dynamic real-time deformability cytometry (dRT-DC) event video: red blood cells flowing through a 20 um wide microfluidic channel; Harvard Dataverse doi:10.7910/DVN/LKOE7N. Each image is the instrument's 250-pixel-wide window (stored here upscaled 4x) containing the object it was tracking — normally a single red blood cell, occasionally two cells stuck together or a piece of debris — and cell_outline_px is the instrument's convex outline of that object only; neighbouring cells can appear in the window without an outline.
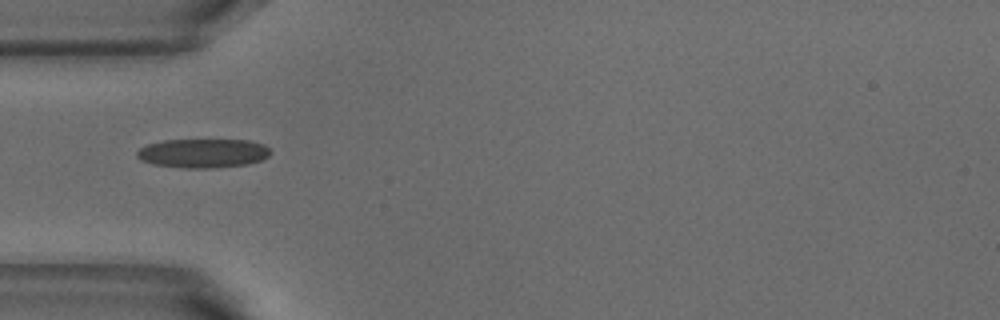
{"species": "common noctule bat (a hibernating species)", "species_latin": "Nyctalus noctula", "temperature_condition": "warm", "stored_images_in_passage": 5, "camera_frame_rate_fps": 3000, "um_per_image_px": 0.085, "animal": {"sex": "male", "body_mass_g": 18.8}, "frame": {"image": 1, "passage_image": 3, "time_ms": 0.667, "image_size_px": [1000, 320], "cell_outline_px": [[272, 152], [268, 156], [260, 160], [248, 164], [212, 168], [184, 168], [152, 164], [140, 160], [136, 156], [136, 152], [140, 148], [148, 144], [164, 140], [252, 140], [264, 144]], "centroid_in_image_um": [17.25, 13.02], "position_along_channel_um": 67.7, "area_um2": 22.72}}
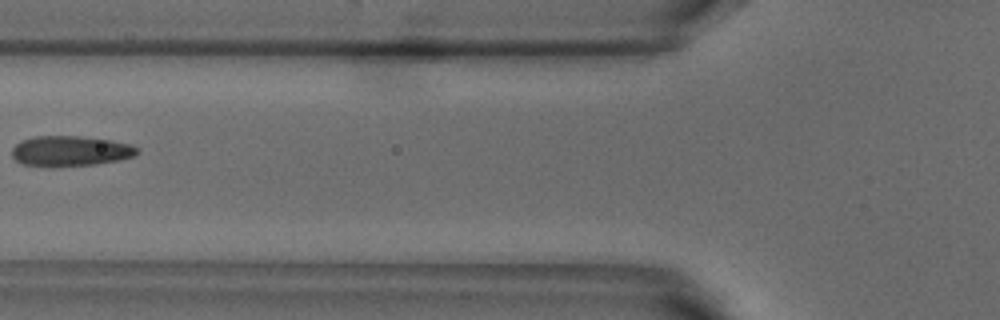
{"frame": {"image": 2, "passage_image": 4, "time_ms": 1.0, "image_size_px": [1000, 320], "cell_outline_px": [[140, 152], [132, 156], [116, 160], [92, 164], [52, 168], [20, 164], [12, 156], [12, 148], [16, 144], [24, 140], [36, 136], [80, 136], [112, 140], [132, 144], [140, 148]], "centroid_in_image_um": [5.97, 12.85], "position_along_channel_um": 119.8, "area_um2": 22.37}}